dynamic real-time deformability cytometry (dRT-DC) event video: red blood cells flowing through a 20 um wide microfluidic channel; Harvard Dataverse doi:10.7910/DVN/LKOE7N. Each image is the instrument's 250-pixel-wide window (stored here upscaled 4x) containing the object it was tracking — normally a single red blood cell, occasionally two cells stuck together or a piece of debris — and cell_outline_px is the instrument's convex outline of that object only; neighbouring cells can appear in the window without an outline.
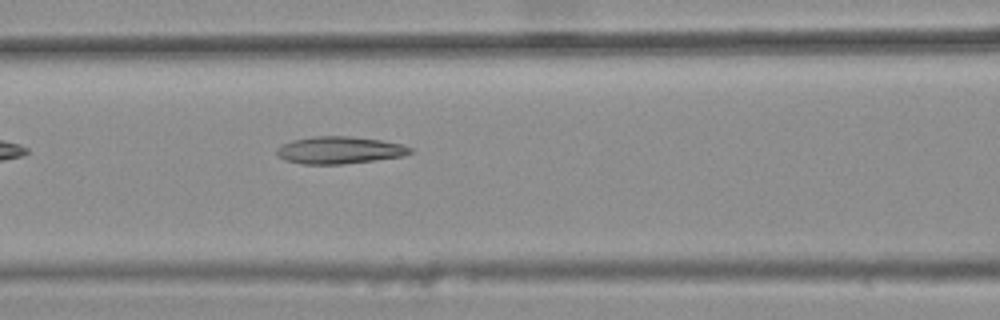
{"species": "common noctule bat (a hibernating species)", "species_latin": "Nyctalus noctula", "temperature_condition": "warm", "stored_images_in_passage": 9, "camera_frame_rate_fps": 3000, "um_per_image_px": 0.085, "animal": {"sex": "female", "body_mass_g": 25.1}, "frame": {"image": 1, "passage_image": 6, "time_ms": 1.667, "image_size_px": [1000, 320], "cell_outline_px": [[412, 152], [404, 156], [376, 160], [340, 164], [304, 164], [284, 160], [276, 152], [276, 148], [280, 144], [292, 140], [312, 136], [352, 136], [380, 140], [404, 144], [412, 148]], "centroid_in_image_um": [28.86, 12.75], "position_along_channel_um": 137.7, "area_um2": 21.33}}